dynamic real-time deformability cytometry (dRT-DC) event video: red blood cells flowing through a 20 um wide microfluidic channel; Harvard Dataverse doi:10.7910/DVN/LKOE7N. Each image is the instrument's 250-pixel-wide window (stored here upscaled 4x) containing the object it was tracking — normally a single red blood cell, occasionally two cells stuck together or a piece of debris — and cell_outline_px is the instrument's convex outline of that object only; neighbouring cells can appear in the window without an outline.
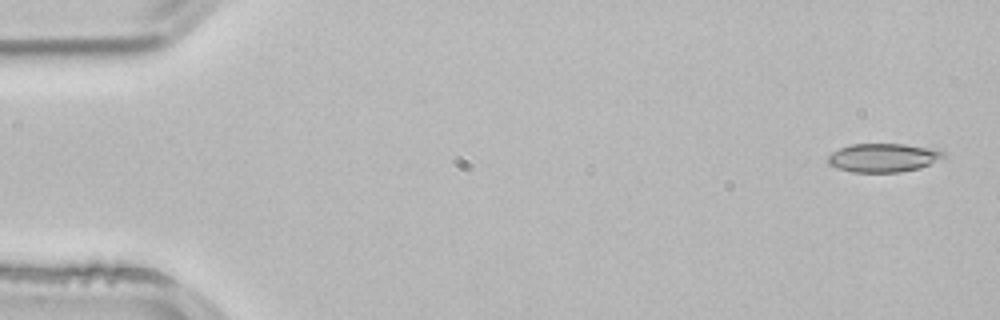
{"species": "common noctule bat (a hibernating species)", "species_latin": "Nyctalus noctula", "temperature_condition": "room temperature", "stored_images_in_passage": 4, "camera_frame_rate_fps": 3000, "um_per_image_px": 0.085, "animal": {"sex": "male", "body_mass_g": 21.5, "forearm_length_mm": 52.0}, "frame": {"image": 1, "passage_image": 1, "time_ms": 0.0, "image_size_px": [1000, 320], "cell_outline_px": [[948, 156], [920, 168], [900, 172], [852, 172], [836, 168], [828, 164], [828, 156], [832, 152], [840, 148], [852, 144], [904, 144], [928, 148], [944, 152]], "centroid_in_image_um": [75.06, 13.41], "position_along_channel_um": 9.9, "area_um2": 19.25}}
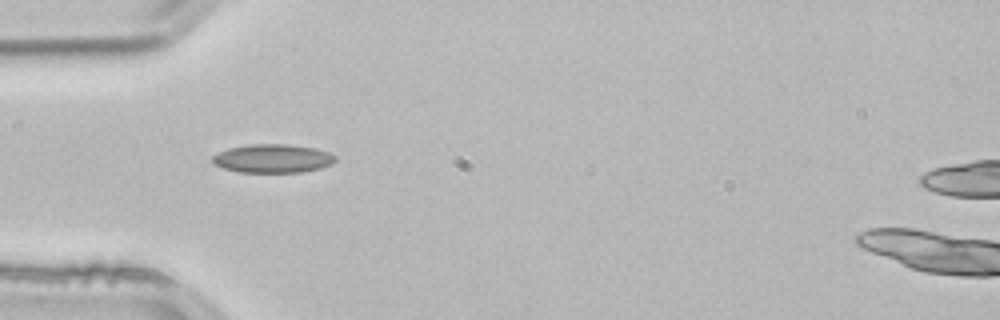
{"frame": {"image": 2, "passage_image": 4, "time_ms": 1.0, "image_size_px": [1000, 320], "cell_outline_px": [[336, 160], [332, 164], [320, 168], [300, 172], [240, 172], [224, 168], [212, 164], [212, 156], [228, 148], [248, 144], [288, 144], [316, 148], [328, 152], [336, 156]], "centroid_in_image_um": [23.18, 13.46], "position_along_channel_um": 61.8, "area_um2": 20.52}}